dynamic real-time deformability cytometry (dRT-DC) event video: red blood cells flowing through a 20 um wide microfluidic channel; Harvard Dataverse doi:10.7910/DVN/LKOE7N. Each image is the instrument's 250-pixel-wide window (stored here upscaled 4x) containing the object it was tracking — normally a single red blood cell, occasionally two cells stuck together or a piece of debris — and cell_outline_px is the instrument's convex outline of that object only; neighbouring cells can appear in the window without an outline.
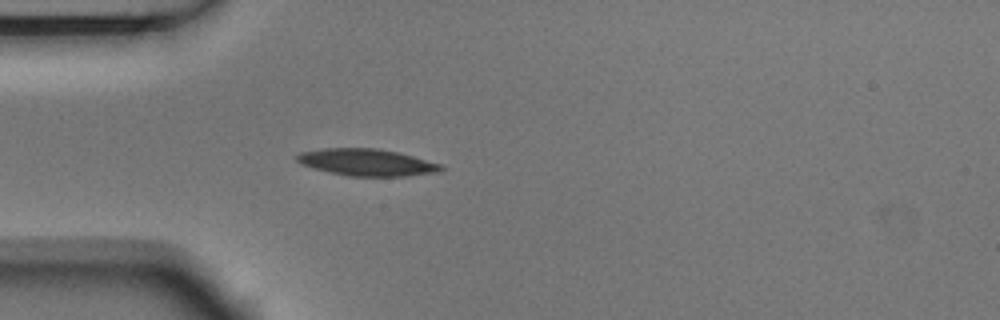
{"species": "Egyptian fruit bat (a non-hibernating species)", "species_latin": "Rousettus aegyptiacus", "temperature_condition": "room temperature", "stored_images_in_passage": 3, "camera_frame_rate_fps": 3000, "um_per_image_px": 0.085, "animal": {"sex": "male"}, "frame": {"image": 1, "passage_image": 3, "time_ms": 0.667, "image_size_px": [1000, 320], "cell_outline_px": [[444, 168], [440, 172], [404, 176], [348, 176], [312, 168], [300, 164], [296, 160], [296, 156], [300, 152], [324, 148], [376, 148], [400, 152], [440, 164]], "centroid_in_image_um": [31.16, 13.8], "position_along_channel_um": 53.8, "area_um2": 22.66}}